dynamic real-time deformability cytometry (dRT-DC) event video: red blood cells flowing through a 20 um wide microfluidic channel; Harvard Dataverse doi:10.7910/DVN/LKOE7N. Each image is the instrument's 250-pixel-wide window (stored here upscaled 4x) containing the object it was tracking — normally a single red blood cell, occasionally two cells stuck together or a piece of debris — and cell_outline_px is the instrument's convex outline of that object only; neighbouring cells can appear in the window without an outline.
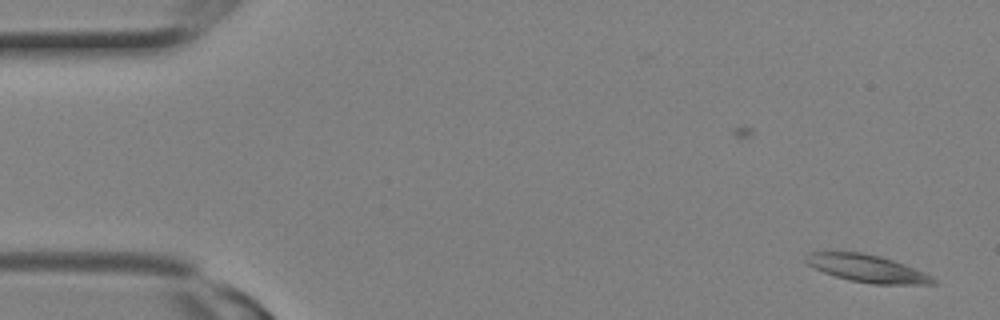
{"species": "Egyptian fruit bat (a non-hibernating species)", "species_latin": "Rousettus aegyptiacus", "temperature_condition": "room temperature", "stored_images_in_passage": 11, "camera_frame_rate_fps": 3000, "um_per_image_px": 0.085, "animal": {"sex": "female"}, "frame": {"image": 1, "passage_image": 1, "time_ms": 0.0, "image_size_px": [1000, 320], "cell_outline_px": [[940, 284], [876, 284], [852, 280], [836, 276], [824, 272], [808, 264], [804, 260], [804, 256], [808, 252], [860, 252], [880, 256], [904, 264], [924, 272], [932, 276]], "centroid_in_image_um": [73.72, 22.81], "position_along_channel_um": 11.3, "area_um2": 20.11}}
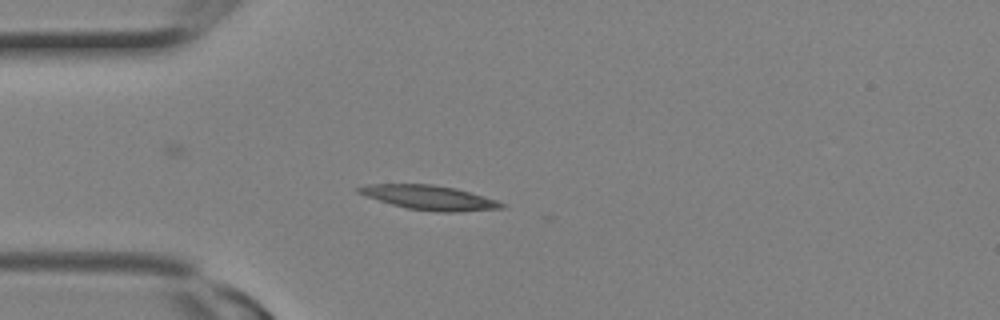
{"frame": {"image": 2, "passage_image": 7, "time_ms": 2.0, "image_size_px": [1000, 320], "cell_outline_px": [[508, 204], [504, 208], [460, 212], [436, 212], [408, 208], [392, 204], [356, 192], [356, 188], [368, 184], [432, 184], [456, 188], [496, 200]], "centroid_in_image_um": [36.55, 16.8], "position_along_channel_um": 48.5, "area_um2": 20.23}}
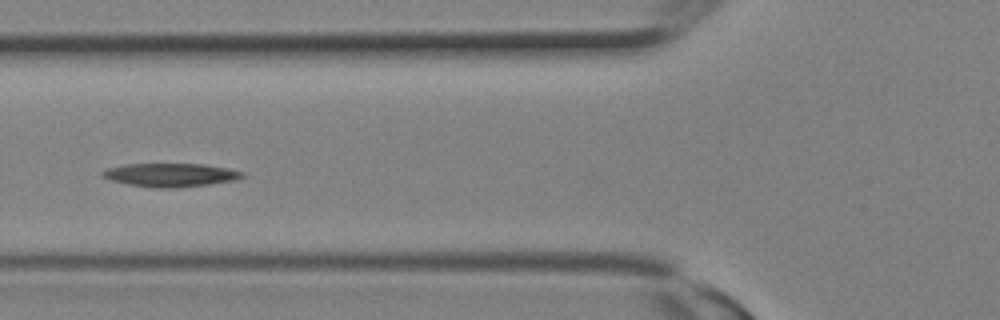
{"frame": {"image": 3, "passage_image": 10, "time_ms": 3.0, "image_size_px": [1000, 320], "cell_outline_px": [[244, 176], [236, 180], [208, 184], [176, 188], [152, 188], [128, 184], [112, 180], [100, 176], [100, 172], [108, 168], [124, 164], [204, 164], [228, 168], [244, 172]], "centroid_in_image_um": [14.48, 14.87], "position_along_channel_um": 111.3, "area_um2": 19.19}}